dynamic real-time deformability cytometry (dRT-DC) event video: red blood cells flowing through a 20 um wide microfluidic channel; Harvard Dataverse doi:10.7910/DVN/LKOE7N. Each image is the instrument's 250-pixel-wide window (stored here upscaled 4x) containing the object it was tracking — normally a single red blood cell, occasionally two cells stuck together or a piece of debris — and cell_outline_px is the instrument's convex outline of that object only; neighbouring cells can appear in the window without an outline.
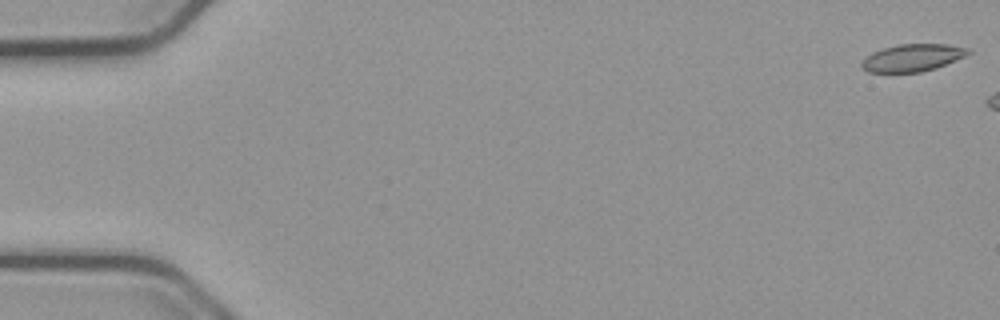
{"species": "common noctule bat (a hibernating species)", "species_latin": "Nyctalus noctula", "temperature_condition": "cold", "stored_images_in_passage": 7, "camera_frame_rate_fps": 3000, "um_per_image_px": 0.085, "animal": {"sex": "male", "body_mass_g": 23.1, "forearm_length_mm": 52.7}, "frame": {"image": 1, "passage_image": 1, "time_ms": 0.0, "image_size_px": [1000, 320], "cell_outline_px": [[972, 52], [956, 60], [936, 68], [920, 72], [868, 72], [860, 64], [872, 52], [884, 48], [900, 44], [948, 44], [968, 48]], "centroid_in_image_um": [77.6, 4.9], "position_along_channel_um": 7.4, "area_um2": 16.76}}